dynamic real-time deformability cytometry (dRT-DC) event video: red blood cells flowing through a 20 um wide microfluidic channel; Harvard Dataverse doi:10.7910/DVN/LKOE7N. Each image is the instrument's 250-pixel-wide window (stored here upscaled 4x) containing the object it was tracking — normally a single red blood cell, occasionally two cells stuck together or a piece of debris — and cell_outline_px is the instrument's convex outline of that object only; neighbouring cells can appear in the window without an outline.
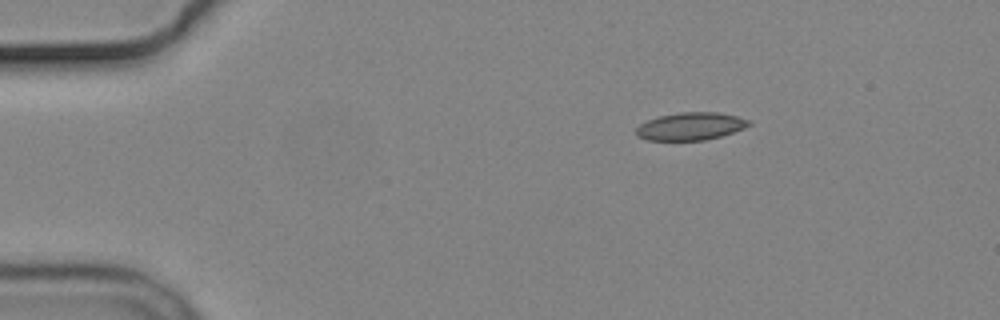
{"species": "common noctule bat (a hibernating species)", "species_latin": "Nyctalus noctula", "temperature_condition": "cold", "stored_images_in_passage": 5, "camera_frame_rate_fps": 3000, "um_per_image_px": 0.085, "animal": {"sex": "male", "body_mass_g": 19.2, "forearm_length_mm": 51.8}, "frame": {"image": 1, "passage_image": 1, "time_ms": 0.0, "image_size_px": [1000, 320], "cell_outline_px": [[752, 124], [744, 128], [720, 136], [704, 140], [648, 140], [636, 136], [636, 128], [640, 124], [648, 120], [660, 116], [680, 112], [716, 112], [736, 116], [752, 120]], "centroid_in_image_um": [58.71, 10.73], "position_along_channel_um": 26.3, "area_um2": 18.09}}
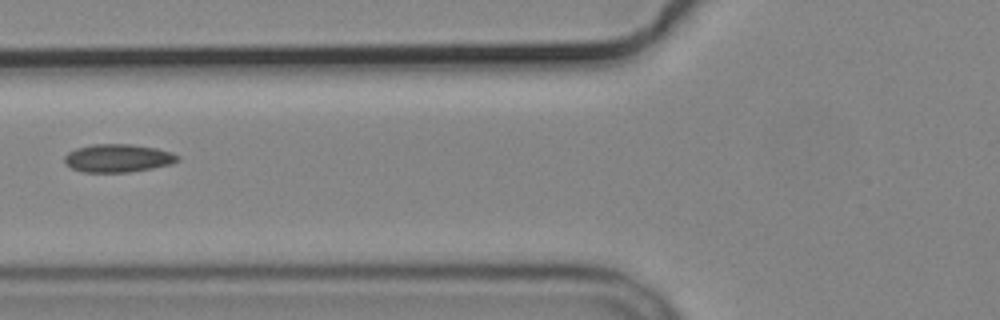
{"frame": {"image": 2, "passage_image": 4, "time_ms": 4.333, "image_size_px": [1000, 320], "cell_outline_px": [[180, 160], [172, 164], [152, 168], [128, 172], [84, 172], [72, 168], [64, 164], [64, 156], [68, 152], [76, 148], [92, 144], [132, 144], [156, 148], [172, 152], [180, 156]], "centroid_in_image_um": [10.03, 13.44], "position_along_channel_um": 115.8, "area_um2": 18.67}}
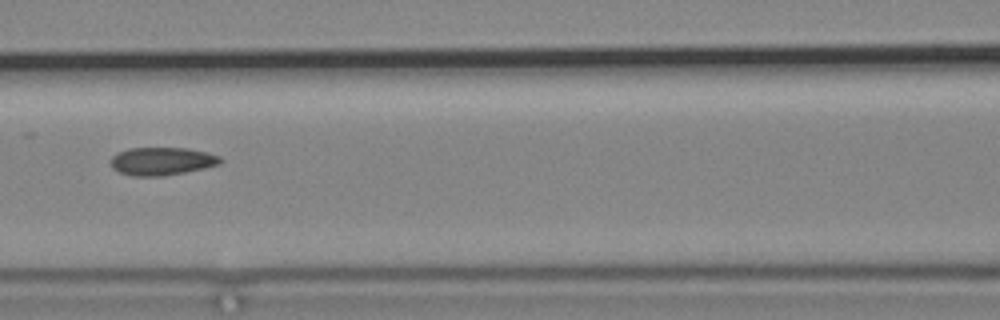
{"frame": {"image": 3, "passage_image": 5, "time_ms": 5.333, "image_size_px": [1000, 320], "cell_outline_px": [[224, 160], [220, 164], [204, 168], [164, 176], [132, 176], [120, 172], [112, 168], [108, 160], [116, 152], [128, 148], [188, 148], [208, 152], [220, 156]], "centroid_in_image_um": [13.74, 13.69], "position_along_channel_um": 152.9, "area_um2": 18.15}}